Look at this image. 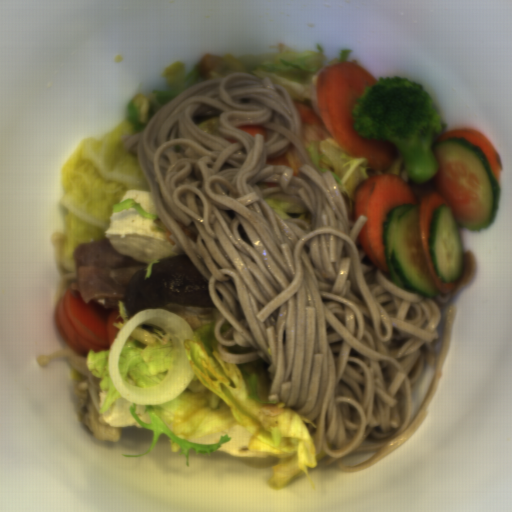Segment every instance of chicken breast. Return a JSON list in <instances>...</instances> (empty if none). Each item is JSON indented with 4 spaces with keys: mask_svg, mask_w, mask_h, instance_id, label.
I'll list each match as a JSON object with an SVG mask.
<instances>
[{
    "mask_svg": "<svg viewBox=\"0 0 512 512\" xmlns=\"http://www.w3.org/2000/svg\"><path fill=\"white\" fill-rule=\"evenodd\" d=\"M222 61L221 55L207 54L202 56L197 68L203 81L210 80L211 74L218 70Z\"/></svg>",
    "mask_w": 512,
    "mask_h": 512,
    "instance_id": "1",
    "label": "chicken breast"
}]
</instances>
